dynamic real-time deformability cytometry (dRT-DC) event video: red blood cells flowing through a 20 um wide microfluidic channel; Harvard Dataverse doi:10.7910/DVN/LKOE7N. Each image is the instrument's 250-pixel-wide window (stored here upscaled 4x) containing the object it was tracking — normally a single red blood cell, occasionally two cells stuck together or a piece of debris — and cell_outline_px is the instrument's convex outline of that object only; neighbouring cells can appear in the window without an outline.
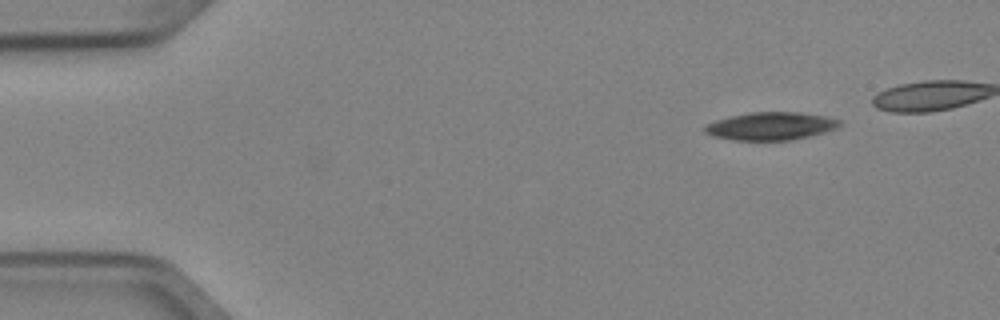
{"species": "Egyptian fruit bat (a non-hibernating species)", "species_latin": "Rousettus aegyptiacus", "temperature_condition": "cold", "stored_images_in_passage": 5, "camera_frame_rate_fps": 3000, "um_per_image_px": 0.085, "animal": {"sex": "female"}, "frame": {"image": 1, "passage_image": 1, "time_ms": 0.0, "image_size_px": [1000, 320], "cell_outline_px": [[844, 124], [836, 128], [824, 132], [792, 140], [732, 140], [712, 136], [704, 132], [704, 124], [728, 116], [748, 112], [800, 112], [824, 116], [840, 120]], "centroid_in_image_um": [65.48, 10.71], "position_along_channel_um": 19.5, "area_um2": 22.08}}